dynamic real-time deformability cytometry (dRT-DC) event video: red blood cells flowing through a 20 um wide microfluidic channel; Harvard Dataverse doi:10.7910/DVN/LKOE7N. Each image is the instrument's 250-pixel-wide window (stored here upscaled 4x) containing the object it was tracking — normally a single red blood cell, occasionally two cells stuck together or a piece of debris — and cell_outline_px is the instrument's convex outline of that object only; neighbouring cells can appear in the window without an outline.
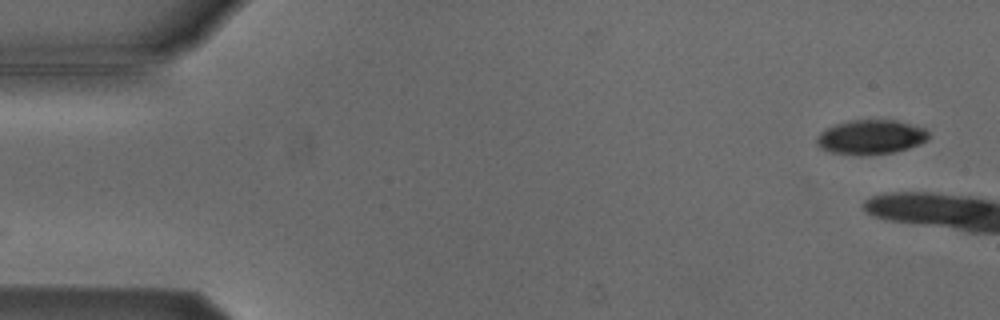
{"species": "Egyptian fruit bat (a non-hibernating species)", "species_latin": "Rousettus aegyptiacus", "temperature_condition": "cold", "stored_images_in_passage": 5, "camera_frame_rate_fps": 3000, "um_per_image_px": 0.085, "animal": {"sex": "male"}, "frame": {"image": 1, "passage_image": 1, "time_ms": 0.0, "image_size_px": [1000, 320], "cell_outline_px": [[928, 140], [920, 144], [908, 148], [892, 152], [864, 156], [856, 156], [828, 152], [820, 148], [816, 144], [816, 136], [824, 128], [848, 120], [896, 120], [924, 128], [928, 132]], "centroid_in_image_um": [73.96, 11.66], "position_along_channel_um": 11.0, "area_um2": 22.83}}